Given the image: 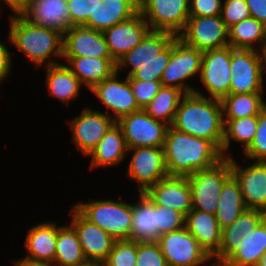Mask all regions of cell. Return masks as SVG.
Here are the masks:
<instances>
[{"label":"cell","instance_id":"6da1fadb","mask_svg":"<svg viewBox=\"0 0 266 266\" xmlns=\"http://www.w3.org/2000/svg\"><path fill=\"white\" fill-rule=\"evenodd\" d=\"M171 127L207 139L221 151L224 127L221 101L207 98L197 90L185 94L179 102Z\"/></svg>","mask_w":266,"mask_h":266},{"label":"cell","instance_id":"7a4b0ae2","mask_svg":"<svg viewBox=\"0 0 266 266\" xmlns=\"http://www.w3.org/2000/svg\"><path fill=\"white\" fill-rule=\"evenodd\" d=\"M163 149L168 176H189L223 159L221 151L211 141L177 131L171 126Z\"/></svg>","mask_w":266,"mask_h":266},{"label":"cell","instance_id":"3957f363","mask_svg":"<svg viewBox=\"0 0 266 266\" xmlns=\"http://www.w3.org/2000/svg\"><path fill=\"white\" fill-rule=\"evenodd\" d=\"M176 37L171 32L150 30L137 46L118 60L117 71L130 65L128 80L160 81L171 57V43Z\"/></svg>","mask_w":266,"mask_h":266},{"label":"cell","instance_id":"277c9868","mask_svg":"<svg viewBox=\"0 0 266 266\" xmlns=\"http://www.w3.org/2000/svg\"><path fill=\"white\" fill-rule=\"evenodd\" d=\"M9 41L24 52L37 67L51 55L63 56V35L55 30L30 24L22 16H10Z\"/></svg>","mask_w":266,"mask_h":266},{"label":"cell","instance_id":"5b68a950","mask_svg":"<svg viewBox=\"0 0 266 266\" xmlns=\"http://www.w3.org/2000/svg\"><path fill=\"white\" fill-rule=\"evenodd\" d=\"M74 207L115 240H130L133 205L122 201L79 202Z\"/></svg>","mask_w":266,"mask_h":266},{"label":"cell","instance_id":"8992f818","mask_svg":"<svg viewBox=\"0 0 266 266\" xmlns=\"http://www.w3.org/2000/svg\"><path fill=\"white\" fill-rule=\"evenodd\" d=\"M231 176L230 158L187 176L192 191V210L215 214L222 187Z\"/></svg>","mask_w":266,"mask_h":266},{"label":"cell","instance_id":"52a82bcc","mask_svg":"<svg viewBox=\"0 0 266 266\" xmlns=\"http://www.w3.org/2000/svg\"><path fill=\"white\" fill-rule=\"evenodd\" d=\"M177 38L185 45L204 52L229 46V28L221 15L189 16Z\"/></svg>","mask_w":266,"mask_h":266},{"label":"cell","instance_id":"ba28073f","mask_svg":"<svg viewBox=\"0 0 266 266\" xmlns=\"http://www.w3.org/2000/svg\"><path fill=\"white\" fill-rule=\"evenodd\" d=\"M202 54L176 37L171 43L170 60L160 79L162 86L178 88L184 94L194 93L195 89L185 80L200 74Z\"/></svg>","mask_w":266,"mask_h":266},{"label":"cell","instance_id":"9c48e42d","mask_svg":"<svg viewBox=\"0 0 266 266\" xmlns=\"http://www.w3.org/2000/svg\"><path fill=\"white\" fill-rule=\"evenodd\" d=\"M121 128L128 149L136 147H163L169 125L155 120L143 109L120 117Z\"/></svg>","mask_w":266,"mask_h":266},{"label":"cell","instance_id":"30bf717a","mask_svg":"<svg viewBox=\"0 0 266 266\" xmlns=\"http://www.w3.org/2000/svg\"><path fill=\"white\" fill-rule=\"evenodd\" d=\"M190 0H139V12L151 30L167 31L176 36L189 18Z\"/></svg>","mask_w":266,"mask_h":266},{"label":"cell","instance_id":"8fae6325","mask_svg":"<svg viewBox=\"0 0 266 266\" xmlns=\"http://www.w3.org/2000/svg\"><path fill=\"white\" fill-rule=\"evenodd\" d=\"M156 242L168 266H199L212 260L185 227L159 236Z\"/></svg>","mask_w":266,"mask_h":266},{"label":"cell","instance_id":"7c38bea8","mask_svg":"<svg viewBox=\"0 0 266 266\" xmlns=\"http://www.w3.org/2000/svg\"><path fill=\"white\" fill-rule=\"evenodd\" d=\"M255 49H234L231 47L230 93H263L261 59Z\"/></svg>","mask_w":266,"mask_h":266},{"label":"cell","instance_id":"4fadbf2b","mask_svg":"<svg viewBox=\"0 0 266 266\" xmlns=\"http://www.w3.org/2000/svg\"><path fill=\"white\" fill-rule=\"evenodd\" d=\"M230 61L231 46L203 52L199 75L209 98L221 100L230 94Z\"/></svg>","mask_w":266,"mask_h":266},{"label":"cell","instance_id":"5bb4252c","mask_svg":"<svg viewBox=\"0 0 266 266\" xmlns=\"http://www.w3.org/2000/svg\"><path fill=\"white\" fill-rule=\"evenodd\" d=\"M133 155L127 175L136 181L140 194H144L159 180L168 176L163 147H136L128 149Z\"/></svg>","mask_w":266,"mask_h":266},{"label":"cell","instance_id":"9a60e30c","mask_svg":"<svg viewBox=\"0 0 266 266\" xmlns=\"http://www.w3.org/2000/svg\"><path fill=\"white\" fill-rule=\"evenodd\" d=\"M115 123L112 113L85 108L70 122L74 144L88 156Z\"/></svg>","mask_w":266,"mask_h":266},{"label":"cell","instance_id":"2e32d148","mask_svg":"<svg viewBox=\"0 0 266 266\" xmlns=\"http://www.w3.org/2000/svg\"><path fill=\"white\" fill-rule=\"evenodd\" d=\"M230 165L232 175L240 184L245 207L266 213V162L255 161L241 168L230 157Z\"/></svg>","mask_w":266,"mask_h":266},{"label":"cell","instance_id":"e0dca14e","mask_svg":"<svg viewBox=\"0 0 266 266\" xmlns=\"http://www.w3.org/2000/svg\"><path fill=\"white\" fill-rule=\"evenodd\" d=\"M72 208L70 211L73 216L71 225L77 232L86 260L104 263L116 240L86 219L74 206Z\"/></svg>","mask_w":266,"mask_h":266},{"label":"cell","instance_id":"ac0fdd59","mask_svg":"<svg viewBox=\"0 0 266 266\" xmlns=\"http://www.w3.org/2000/svg\"><path fill=\"white\" fill-rule=\"evenodd\" d=\"M150 30L143 15L138 12L130 19L120 22L102 33L111 57L118 62L122 56L137 46Z\"/></svg>","mask_w":266,"mask_h":266},{"label":"cell","instance_id":"d6986e66","mask_svg":"<svg viewBox=\"0 0 266 266\" xmlns=\"http://www.w3.org/2000/svg\"><path fill=\"white\" fill-rule=\"evenodd\" d=\"M154 204L170 207L186 216L192 210V191L187 176H167L144 193Z\"/></svg>","mask_w":266,"mask_h":266},{"label":"cell","instance_id":"ffe728a7","mask_svg":"<svg viewBox=\"0 0 266 266\" xmlns=\"http://www.w3.org/2000/svg\"><path fill=\"white\" fill-rule=\"evenodd\" d=\"M118 71L95 85L91 91L98 97L105 107L114 113V120L140 110L132 93L128 77L118 80Z\"/></svg>","mask_w":266,"mask_h":266},{"label":"cell","instance_id":"44dd1931","mask_svg":"<svg viewBox=\"0 0 266 266\" xmlns=\"http://www.w3.org/2000/svg\"><path fill=\"white\" fill-rule=\"evenodd\" d=\"M63 56L112 58L103 33L83 25L64 33Z\"/></svg>","mask_w":266,"mask_h":266},{"label":"cell","instance_id":"7402d4cb","mask_svg":"<svg viewBox=\"0 0 266 266\" xmlns=\"http://www.w3.org/2000/svg\"><path fill=\"white\" fill-rule=\"evenodd\" d=\"M22 17L30 24L55 30L62 35L72 27L67 0H29Z\"/></svg>","mask_w":266,"mask_h":266},{"label":"cell","instance_id":"603a6c76","mask_svg":"<svg viewBox=\"0 0 266 266\" xmlns=\"http://www.w3.org/2000/svg\"><path fill=\"white\" fill-rule=\"evenodd\" d=\"M265 218V212L247 208L228 227L222 229L221 245L211 257H216L217 262L214 263L222 265L237 250L249 230L255 229Z\"/></svg>","mask_w":266,"mask_h":266},{"label":"cell","instance_id":"cb8c5ba5","mask_svg":"<svg viewBox=\"0 0 266 266\" xmlns=\"http://www.w3.org/2000/svg\"><path fill=\"white\" fill-rule=\"evenodd\" d=\"M138 12L139 0H101L95 8L94 16H90L83 26L103 32Z\"/></svg>","mask_w":266,"mask_h":266},{"label":"cell","instance_id":"d4e9b609","mask_svg":"<svg viewBox=\"0 0 266 266\" xmlns=\"http://www.w3.org/2000/svg\"><path fill=\"white\" fill-rule=\"evenodd\" d=\"M70 64L67 67L90 90L117 71L113 58H94L85 56H62Z\"/></svg>","mask_w":266,"mask_h":266},{"label":"cell","instance_id":"484cf974","mask_svg":"<svg viewBox=\"0 0 266 266\" xmlns=\"http://www.w3.org/2000/svg\"><path fill=\"white\" fill-rule=\"evenodd\" d=\"M185 228L210 257L219 250L222 230L215 214L191 210L185 216Z\"/></svg>","mask_w":266,"mask_h":266},{"label":"cell","instance_id":"4316f807","mask_svg":"<svg viewBox=\"0 0 266 266\" xmlns=\"http://www.w3.org/2000/svg\"><path fill=\"white\" fill-rule=\"evenodd\" d=\"M58 227L56 223H40L28 230L25 246L29 254L24 259L54 263Z\"/></svg>","mask_w":266,"mask_h":266},{"label":"cell","instance_id":"83f0119b","mask_svg":"<svg viewBox=\"0 0 266 266\" xmlns=\"http://www.w3.org/2000/svg\"><path fill=\"white\" fill-rule=\"evenodd\" d=\"M266 253V218L249 230L237 250L222 264L223 266H257Z\"/></svg>","mask_w":266,"mask_h":266},{"label":"cell","instance_id":"f1b7e54d","mask_svg":"<svg viewBox=\"0 0 266 266\" xmlns=\"http://www.w3.org/2000/svg\"><path fill=\"white\" fill-rule=\"evenodd\" d=\"M128 151L121 128L115 123L88 155L92 157L91 169L119 164Z\"/></svg>","mask_w":266,"mask_h":266},{"label":"cell","instance_id":"f546056e","mask_svg":"<svg viewBox=\"0 0 266 266\" xmlns=\"http://www.w3.org/2000/svg\"><path fill=\"white\" fill-rule=\"evenodd\" d=\"M46 69V84L49 94L69 104L70 100L78 96L80 86L83 85L65 64L48 61Z\"/></svg>","mask_w":266,"mask_h":266},{"label":"cell","instance_id":"4dcf8cb0","mask_svg":"<svg viewBox=\"0 0 266 266\" xmlns=\"http://www.w3.org/2000/svg\"><path fill=\"white\" fill-rule=\"evenodd\" d=\"M157 239L156 204L145 194H140V200L133 205L130 240L144 242Z\"/></svg>","mask_w":266,"mask_h":266},{"label":"cell","instance_id":"1f68e13d","mask_svg":"<svg viewBox=\"0 0 266 266\" xmlns=\"http://www.w3.org/2000/svg\"><path fill=\"white\" fill-rule=\"evenodd\" d=\"M246 209L240 184L232 175L222 187L215 213L221 230L228 227Z\"/></svg>","mask_w":266,"mask_h":266},{"label":"cell","instance_id":"d6a6232c","mask_svg":"<svg viewBox=\"0 0 266 266\" xmlns=\"http://www.w3.org/2000/svg\"><path fill=\"white\" fill-rule=\"evenodd\" d=\"M76 230L70 226H58L55 266H79L86 263Z\"/></svg>","mask_w":266,"mask_h":266},{"label":"cell","instance_id":"836d02e7","mask_svg":"<svg viewBox=\"0 0 266 266\" xmlns=\"http://www.w3.org/2000/svg\"><path fill=\"white\" fill-rule=\"evenodd\" d=\"M263 93L233 94L224 96L222 104L223 119H239L258 116L265 108Z\"/></svg>","mask_w":266,"mask_h":266},{"label":"cell","instance_id":"e575fe53","mask_svg":"<svg viewBox=\"0 0 266 266\" xmlns=\"http://www.w3.org/2000/svg\"><path fill=\"white\" fill-rule=\"evenodd\" d=\"M256 43L266 44V26L249 17L229 28V46L234 49H254Z\"/></svg>","mask_w":266,"mask_h":266},{"label":"cell","instance_id":"d590c367","mask_svg":"<svg viewBox=\"0 0 266 266\" xmlns=\"http://www.w3.org/2000/svg\"><path fill=\"white\" fill-rule=\"evenodd\" d=\"M185 94L175 87L162 86L143 110L155 120L171 126L179 102Z\"/></svg>","mask_w":266,"mask_h":266},{"label":"cell","instance_id":"8d00e7d4","mask_svg":"<svg viewBox=\"0 0 266 266\" xmlns=\"http://www.w3.org/2000/svg\"><path fill=\"white\" fill-rule=\"evenodd\" d=\"M223 143L221 154L223 158H230L228 151L230 142L233 139L236 142L243 143L245 151L254 140L257 130V116H249L239 119H223Z\"/></svg>","mask_w":266,"mask_h":266},{"label":"cell","instance_id":"74e56055","mask_svg":"<svg viewBox=\"0 0 266 266\" xmlns=\"http://www.w3.org/2000/svg\"><path fill=\"white\" fill-rule=\"evenodd\" d=\"M137 241L116 240L105 266H136Z\"/></svg>","mask_w":266,"mask_h":266},{"label":"cell","instance_id":"f35d334b","mask_svg":"<svg viewBox=\"0 0 266 266\" xmlns=\"http://www.w3.org/2000/svg\"><path fill=\"white\" fill-rule=\"evenodd\" d=\"M156 225L159 237L183 229L185 227V216L170 207L156 205Z\"/></svg>","mask_w":266,"mask_h":266},{"label":"cell","instance_id":"ab89813d","mask_svg":"<svg viewBox=\"0 0 266 266\" xmlns=\"http://www.w3.org/2000/svg\"><path fill=\"white\" fill-rule=\"evenodd\" d=\"M136 266H168L156 241H137Z\"/></svg>","mask_w":266,"mask_h":266},{"label":"cell","instance_id":"60d3db41","mask_svg":"<svg viewBox=\"0 0 266 266\" xmlns=\"http://www.w3.org/2000/svg\"><path fill=\"white\" fill-rule=\"evenodd\" d=\"M243 153L248 158L266 162V108L257 116L254 140Z\"/></svg>","mask_w":266,"mask_h":266},{"label":"cell","instance_id":"b9f144b4","mask_svg":"<svg viewBox=\"0 0 266 266\" xmlns=\"http://www.w3.org/2000/svg\"><path fill=\"white\" fill-rule=\"evenodd\" d=\"M101 0H67L70 23L72 26L84 25L94 16L95 8Z\"/></svg>","mask_w":266,"mask_h":266},{"label":"cell","instance_id":"7bdbcfd3","mask_svg":"<svg viewBox=\"0 0 266 266\" xmlns=\"http://www.w3.org/2000/svg\"><path fill=\"white\" fill-rule=\"evenodd\" d=\"M222 3L221 18L228 28L251 17L245 0H225Z\"/></svg>","mask_w":266,"mask_h":266},{"label":"cell","instance_id":"ee69618b","mask_svg":"<svg viewBox=\"0 0 266 266\" xmlns=\"http://www.w3.org/2000/svg\"><path fill=\"white\" fill-rule=\"evenodd\" d=\"M129 83L140 109L147 106L162 87L160 81L129 80Z\"/></svg>","mask_w":266,"mask_h":266},{"label":"cell","instance_id":"f6af8a7d","mask_svg":"<svg viewBox=\"0 0 266 266\" xmlns=\"http://www.w3.org/2000/svg\"><path fill=\"white\" fill-rule=\"evenodd\" d=\"M221 0H190L189 16H216L221 15Z\"/></svg>","mask_w":266,"mask_h":266},{"label":"cell","instance_id":"bcb514c9","mask_svg":"<svg viewBox=\"0 0 266 266\" xmlns=\"http://www.w3.org/2000/svg\"><path fill=\"white\" fill-rule=\"evenodd\" d=\"M249 7L251 17L266 26V0H245Z\"/></svg>","mask_w":266,"mask_h":266},{"label":"cell","instance_id":"7dc6e473","mask_svg":"<svg viewBox=\"0 0 266 266\" xmlns=\"http://www.w3.org/2000/svg\"><path fill=\"white\" fill-rule=\"evenodd\" d=\"M11 71V54L7 47L0 42V83Z\"/></svg>","mask_w":266,"mask_h":266},{"label":"cell","instance_id":"c3c4849f","mask_svg":"<svg viewBox=\"0 0 266 266\" xmlns=\"http://www.w3.org/2000/svg\"><path fill=\"white\" fill-rule=\"evenodd\" d=\"M4 1L9 6V8H11V10L14 11L13 13L15 17V16H22L26 12L27 3L29 0H4Z\"/></svg>","mask_w":266,"mask_h":266},{"label":"cell","instance_id":"681fc988","mask_svg":"<svg viewBox=\"0 0 266 266\" xmlns=\"http://www.w3.org/2000/svg\"><path fill=\"white\" fill-rule=\"evenodd\" d=\"M15 266H54V263L50 262H41V261H32L29 259H21L18 261H13Z\"/></svg>","mask_w":266,"mask_h":266},{"label":"cell","instance_id":"f907efd6","mask_svg":"<svg viewBox=\"0 0 266 266\" xmlns=\"http://www.w3.org/2000/svg\"><path fill=\"white\" fill-rule=\"evenodd\" d=\"M259 51H261V53L259 52L260 55V59H261V71H262V79H263V72L266 71V44L260 49H258Z\"/></svg>","mask_w":266,"mask_h":266},{"label":"cell","instance_id":"816d5d0a","mask_svg":"<svg viewBox=\"0 0 266 266\" xmlns=\"http://www.w3.org/2000/svg\"><path fill=\"white\" fill-rule=\"evenodd\" d=\"M79 266H105V263L102 262H92V261H87L84 264H81Z\"/></svg>","mask_w":266,"mask_h":266},{"label":"cell","instance_id":"f5cc1de1","mask_svg":"<svg viewBox=\"0 0 266 266\" xmlns=\"http://www.w3.org/2000/svg\"><path fill=\"white\" fill-rule=\"evenodd\" d=\"M257 266H266V253L259 259Z\"/></svg>","mask_w":266,"mask_h":266},{"label":"cell","instance_id":"db71d44e","mask_svg":"<svg viewBox=\"0 0 266 266\" xmlns=\"http://www.w3.org/2000/svg\"><path fill=\"white\" fill-rule=\"evenodd\" d=\"M209 266H223V265L216 264V263H211V265H209Z\"/></svg>","mask_w":266,"mask_h":266}]
</instances>
